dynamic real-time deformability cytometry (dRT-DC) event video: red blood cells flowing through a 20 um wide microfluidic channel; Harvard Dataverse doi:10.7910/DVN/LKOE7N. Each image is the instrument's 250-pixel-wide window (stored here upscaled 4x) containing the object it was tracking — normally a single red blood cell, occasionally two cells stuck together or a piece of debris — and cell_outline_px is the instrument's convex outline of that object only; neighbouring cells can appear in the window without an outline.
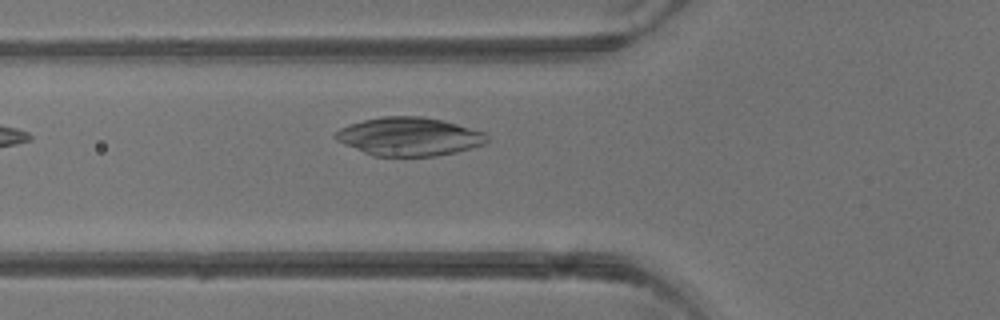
{"species": "common noctule bat (a hibernating species)", "species_latin": "Nyctalus noctula", "temperature_condition": "warm", "stored_images_in_passage": 2, "camera_frame_rate_fps": 3000, "um_per_image_px": 0.085, "animal": {"sex": "male", "body_mass_g": 13.3}, "frame": {"image": 1, "passage_image": 2, "time_ms": 1.333, "image_size_px": [1000, 320], "cell_outline_px": [[488, 140], [484, 144], [456, 152], [436, 156], [372, 156], [344, 144], [336, 140], [332, 136], [340, 128], [348, 124], [364, 120], [384, 116], [424, 116], [444, 120], [484, 132], [488, 136]], "centroid_in_image_um": [34.76, 11.6], "position_along_channel_um": 91.0, "area_um2": 34.04}}